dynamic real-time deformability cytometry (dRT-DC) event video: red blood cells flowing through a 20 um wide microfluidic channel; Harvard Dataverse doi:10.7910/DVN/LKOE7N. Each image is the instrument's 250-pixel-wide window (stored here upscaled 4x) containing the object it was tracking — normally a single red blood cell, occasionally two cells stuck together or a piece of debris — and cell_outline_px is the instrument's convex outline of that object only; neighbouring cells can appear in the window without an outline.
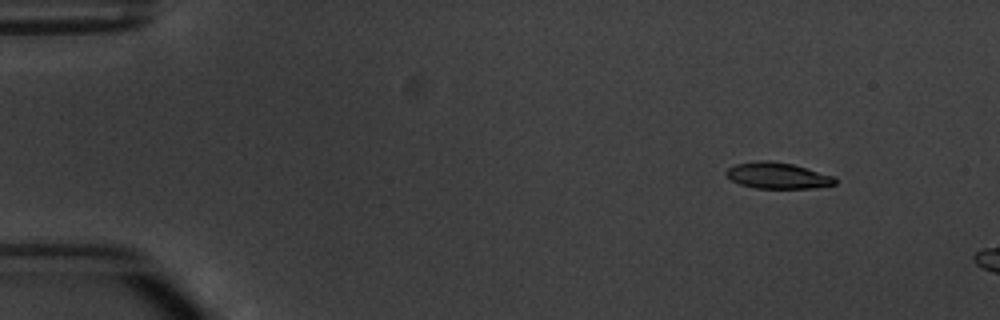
{"species": "common noctule bat (a hibernating species)", "species_latin": "Nyctalus noctula", "temperature_condition": "warm", "stored_images_in_passage": 4, "camera_frame_rate_fps": 3000, "um_per_image_px": 0.085, "animal": {"sex": "male", "body_mass_g": 20.1, "forearm_length_mm": 53.5}, "frame": {"image": 1, "passage_image": 2, "time_ms": 1.333, "image_size_px": [1000, 320], "cell_outline_px": [[836, 184], [812, 188], [756, 188], [740, 184], [732, 180], [724, 172], [728, 168], [736, 164], [756, 160], [768, 160], [792, 164], [836, 176]], "centroid_in_image_um": [66.11, 14.92], "position_along_channel_um": 18.9, "area_um2": 16.59}}